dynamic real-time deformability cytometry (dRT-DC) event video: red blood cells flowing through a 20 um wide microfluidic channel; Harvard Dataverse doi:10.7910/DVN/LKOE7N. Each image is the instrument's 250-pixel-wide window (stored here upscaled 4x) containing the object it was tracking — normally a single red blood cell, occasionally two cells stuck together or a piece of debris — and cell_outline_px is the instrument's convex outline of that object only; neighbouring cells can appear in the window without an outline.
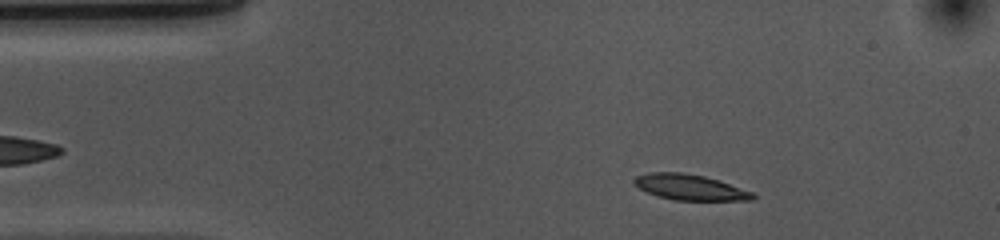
{"species": "common noctule bat (a hibernating species)", "species_latin": "Nyctalus noctula", "temperature_condition": "cold", "stored_images_in_passage": 44, "camera_frame_rate_fps": 3000, "um_per_image_px": 0.085, "animal": {"sex": "female", "body_mass_g": 10.0, "forearm_length_mm": 53.1}, "frame": {"image": 1, "passage_image": 5, "time_ms": 1.333, "image_size_px": [1000, 240], "cell_outline_px": [[756, 196], [752, 200], [672, 200], [648, 192], [632, 184], [632, 180], [636, 176], [652, 172], [680, 172], [704, 176], [752, 192]], "centroid_in_image_um": [58.59, 15.91], "position_along_channel_um": 26.4, "area_um2": 17.4}}
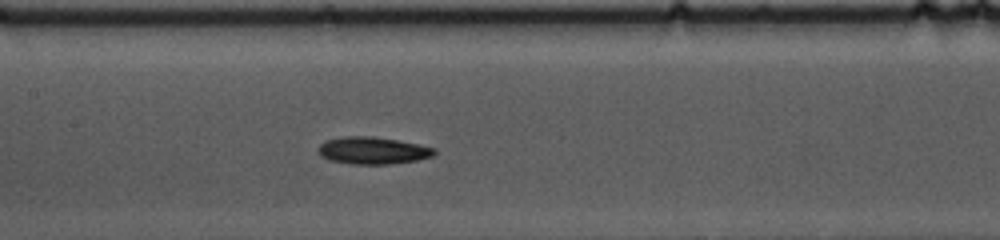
{"frame": {"image": 2, "passage_image": 21, "time_ms": 6.667, "image_size_px": [1000, 240], "cell_outline_px": [[436, 152], [432, 156], [416, 160], [388, 164], [352, 164], [328, 160], [320, 156], [316, 152], [316, 148], [324, 140], [340, 136], [372, 136], [396, 140], [436, 148]], "centroid_in_image_um": [31.59, 12.79], "position_along_channel_um": 175.8, "area_um2": 18.55}}
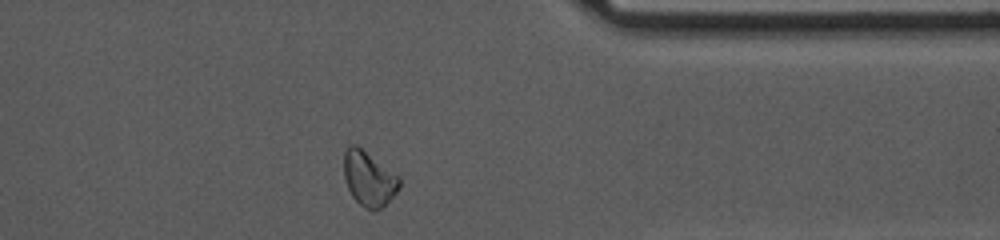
{"frame": {"image": 3, "passage_image": 39, "time_ms": 12.667, "image_size_px": [1000, 240], "cell_outline_px": [[400, 188], [380, 208], [372, 212], [364, 208], [352, 196], [344, 180], [344, 152], [348, 144], [356, 144], [400, 176]], "centroid_in_image_um": [31.34, 15.17], "position_along_channel_um": 380.1, "area_um2": 17.8}, "authors_computed_cell_mechanics": {"area_um2": 17.9758, "velocity_mm_per_s": 3.6499, "shape_relaxation_time_tau1_ms": 5.9707, "shape_relaxation_time_tau2_ms": null, "deformation_change_tau1": 0.1311, "deformation_change_tau2": null}}